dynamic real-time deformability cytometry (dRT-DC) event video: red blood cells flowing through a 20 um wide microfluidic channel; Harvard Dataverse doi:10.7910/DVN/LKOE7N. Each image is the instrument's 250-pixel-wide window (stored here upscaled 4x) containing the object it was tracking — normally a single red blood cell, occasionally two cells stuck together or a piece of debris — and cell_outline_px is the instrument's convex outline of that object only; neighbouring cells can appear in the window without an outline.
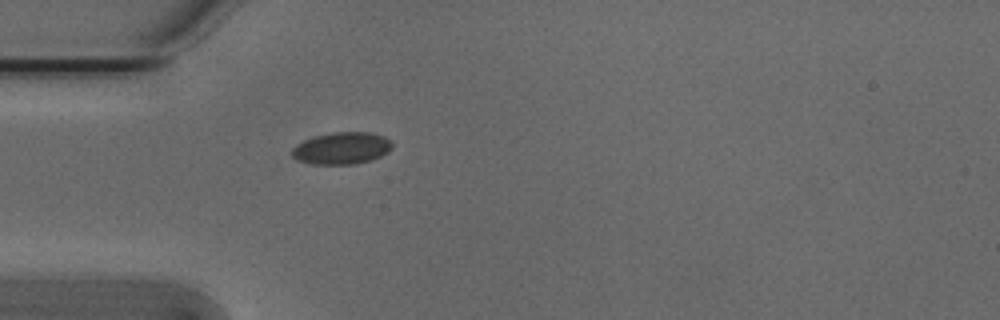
{"species": "Egyptian fruit bat (a non-hibernating species)", "species_latin": "Rousettus aegyptiacus", "temperature_condition": "cold", "stored_images_in_passage": 28, "camera_frame_rate_fps": 3000, "um_per_image_px": 0.085, "animal": {"sex": "male"}, "frame": {"image": 1, "passage_image": 1, "time_ms": 0.0, "image_size_px": [1000, 320], "cell_outline_px": [[392, 148], [388, 152], [372, 160], [356, 164], [308, 164], [296, 160], [292, 156], [292, 148], [296, 144], [312, 136], [332, 132], [372, 132], [384, 136], [392, 144]], "centroid_in_image_um": [29.02, 12.6], "position_along_channel_um": 56.0, "area_um2": 18.96}}
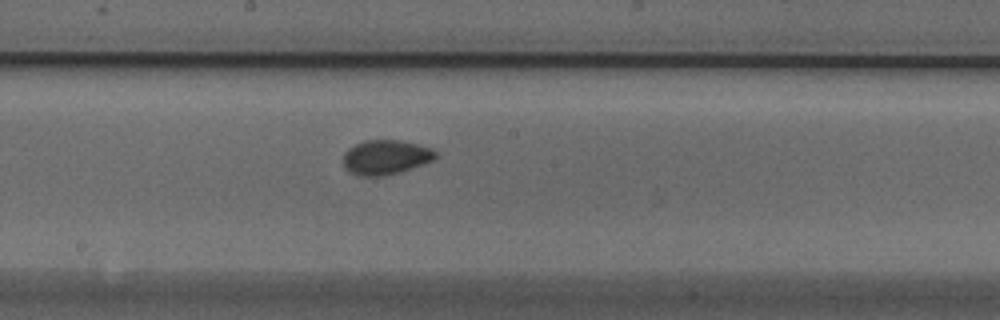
{"frame": {"image": 2, "passage_image": 14, "time_ms": 4.333, "image_size_px": [1000, 320], "cell_outline_px": [[436, 156], [432, 160], [424, 164], [400, 172], [384, 176], [360, 176], [348, 172], [344, 168], [344, 152], [348, 148], [364, 140], [400, 140], [432, 148], [436, 152]], "centroid_in_image_um": [32.76, 13.37], "position_along_channel_um": 215.4, "area_um2": 18.67}}
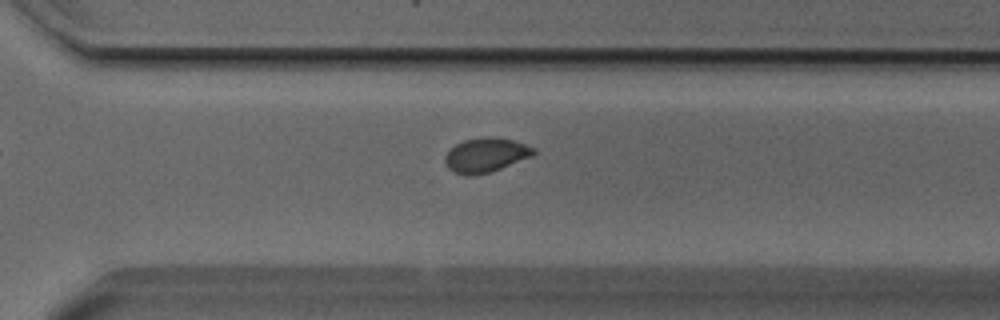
{"frame": {"image": 3, "passage_image": 23, "time_ms": 7.333, "image_size_px": [1000, 320], "cell_outline_px": [[536, 152], [532, 156], [500, 168], [488, 172], [472, 176], [464, 176], [448, 168], [444, 160], [444, 156], [456, 144], [464, 140], [488, 136], [496, 136], [512, 140], [536, 148]], "centroid_in_image_um": [41.29, 13.17], "position_along_channel_um": 329.3, "area_um2": 17.63}, "authors_computed_cell_mechanics": {"area_um2": 17.9758, "velocity_mm_per_s": 3.7978, "shape_relaxation_time_tau1_ms": null, "shape_relaxation_time_tau2_ms": 1.2067, "deformation_change_tau1": null, "deformation_change_tau2": 0.0435}}